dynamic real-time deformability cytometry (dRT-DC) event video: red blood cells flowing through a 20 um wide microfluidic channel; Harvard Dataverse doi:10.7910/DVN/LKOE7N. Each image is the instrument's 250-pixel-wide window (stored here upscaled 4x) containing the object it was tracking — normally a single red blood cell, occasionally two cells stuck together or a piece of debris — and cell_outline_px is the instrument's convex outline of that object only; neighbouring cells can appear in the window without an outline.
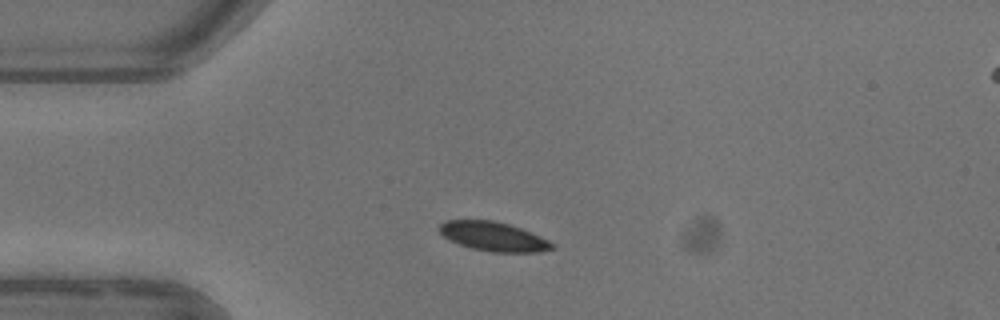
{"species": "common noctule bat (a hibernating species)", "species_latin": "Nyctalus noctula", "temperature_condition": "warm", "stored_images_in_passage": 4, "camera_frame_rate_fps": 3000, "um_per_image_px": 0.085, "animal": {"sex": "female"}, "frame": {"image": 1, "passage_image": 1, "time_ms": 0.0, "image_size_px": [1000, 320], "cell_outline_px": [[556, 248], [540, 252], [492, 252], [472, 248], [460, 244], [444, 236], [436, 228], [444, 220], [492, 220], [508, 224], [520, 228], [548, 240], [556, 244]], "centroid_in_image_um": [41.95, 20.1], "position_along_channel_um": 43.0, "area_um2": 19.07}}
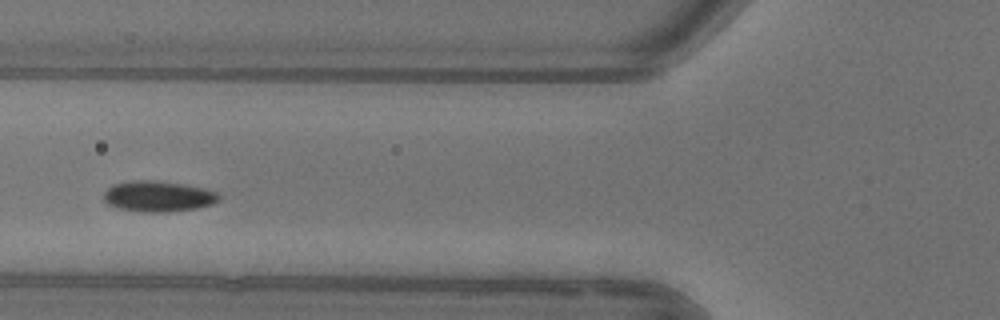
{"frame": {"image": 2, "passage_image": 3, "time_ms": 2.333, "image_size_px": [1000, 320], "cell_outline_px": [[220, 200], [212, 204], [196, 208], [168, 212], [144, 212], [116, 208], [108, 204], [104, 200], [104, 192], [112, 184], [128, 180], [156, 180], [184, 184], [204, 188], [220, 192]], "centroid_in_image_um": [13.45, 16.68], "position_along_channel_um": 112.4, "area_um2": 20.98}}
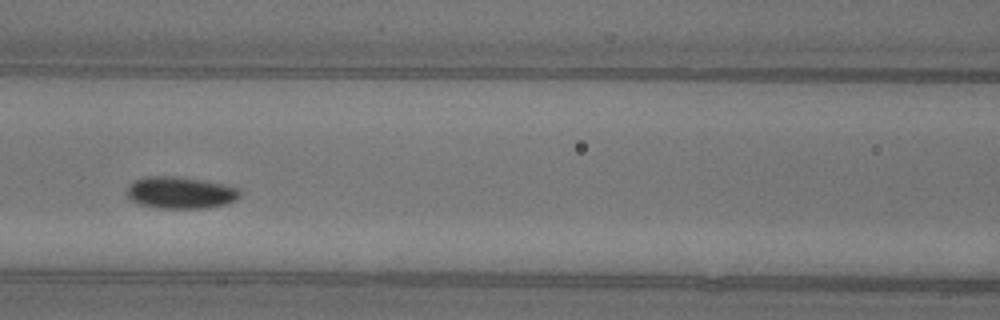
{"frame": {"image": 3, "passage_image": 4, "time_ms": 3.333, "image_size_px": [1000, 320], "cell_outline_px": [[240, 196], [236, 200], [224, 204], [208, 208], [156, 208], [140, 204], [128, 200], [128, 184], [144, 176], [176, 176], [204, 180], [224, 184], [240, 188]], "centroid_in_image_um": [15.33, 16.37], "position_along_channel_um": 151.3, "area_um2": 21.21}}